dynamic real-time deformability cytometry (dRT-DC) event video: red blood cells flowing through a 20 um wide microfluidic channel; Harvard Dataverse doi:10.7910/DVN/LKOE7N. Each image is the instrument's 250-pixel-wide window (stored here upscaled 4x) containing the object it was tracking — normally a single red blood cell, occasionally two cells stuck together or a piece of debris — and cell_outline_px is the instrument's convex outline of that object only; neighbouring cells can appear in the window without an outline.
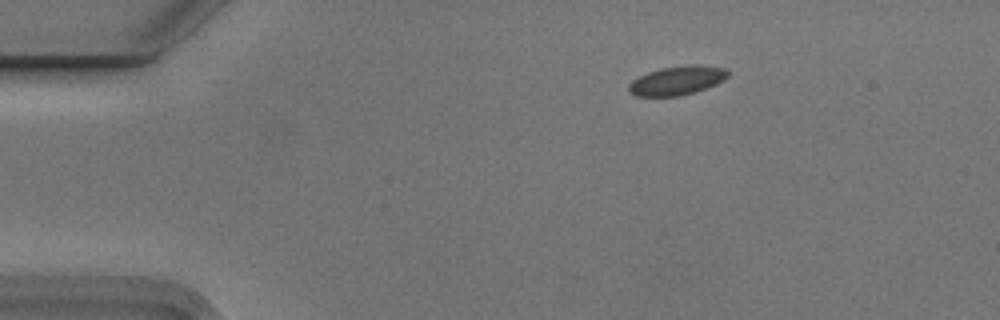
{"species": "Egyptian fruit bat (a non-hibernating species)", "species_latin": "Rousettus aegyptiacus", "temperature_condition": "cold", "stored_images_in_passage": 3, "camera_frame_rate_fps": 3000, "um_per_image_px": 0.085, "animal": {"sex": "male"}, "frame": {"image": 1, "passage_image": 1, "time_ms": 0.0, "image_size_px": [1000, 320], "cell_outline_px": [[728, 76], [724, 80], [716, 84], [696, 92], [676, 96], [636, 96], [628, 92], [628, 84], [632, 80], [648, 72], [660, 68], [692, 64], [724, 68], [728, 72]], "centroid_in_image_um": [57.52, 6.85], "position_along_channel_um": 27.5, "area_um2": 16.7}}
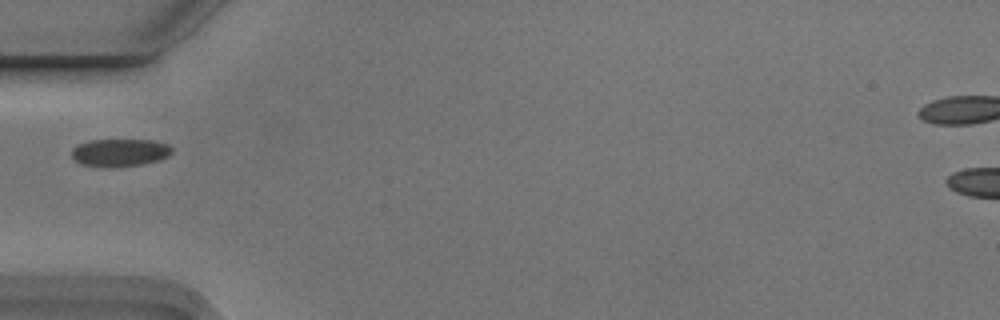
{"frame": {"image": 2, "passage_image": 3, "time_ms": 0.667, "image_size_px": [1000, 320], "cell_outline_px": [[172, 152], [168, 156], [160, 160], [140, 164], [112, 168], [100, 168], [80, 164], [72, 160], [72, 148], [76, 144], [88, 140], [152, 140], [168, 144], [172, 148]], "centroid_in_image_um": [10.12, 12.98], "position_along_channel_um": 74.9, "area_um2": 16.59}}